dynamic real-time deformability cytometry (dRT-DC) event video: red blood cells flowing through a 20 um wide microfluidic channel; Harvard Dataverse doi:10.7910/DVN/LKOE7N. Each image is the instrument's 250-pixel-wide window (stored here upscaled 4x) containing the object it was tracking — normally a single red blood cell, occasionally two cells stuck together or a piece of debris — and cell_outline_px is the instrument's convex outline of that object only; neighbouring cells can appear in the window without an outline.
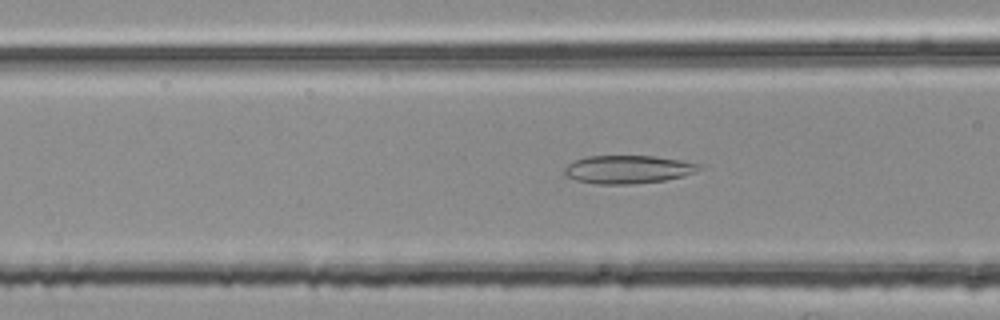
{"species": "common noctule bat (a hibernating species)", "species_latin": "Nyctalus noctula", "temperature_condition": "room temperature", "stored_images_in_passage": 41, "camera_frame_rate_fps": 3000, "um_per_image_px": 0.085, "animal": {"sex": "female", "body_mass_g": 25.1}, "frame": {"image": 1, "passage_image": 8, "time_ms": 2.333, "image_size_px": [1000, 320], "cell_outline_px": [[700, 168], [696, 172], [684, 176], [664, 180], [632, 184], [596, 184], [576, 180], [564, 176], [564, 168], [568, 164], [576, 160], [588, 156], [652, 156], [680, 160], [700, 164]], "centroid_in_image_um": [53.35, 14.4], "position_along_channel_um": 113.2, "area_um2": 22.02}}
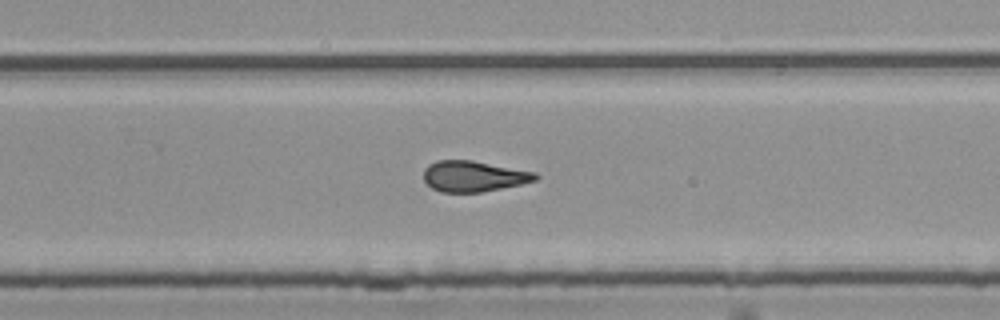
{"frame": {"image": 2, "passage_image": 22, "time_ms": 7.0, "image_size_px": [1000, 320], "cell_outline_px": [[540, 176], [536, 180], [520, 184], [480, 192], [440, 192], [432, 188], [424, 180], [424, 168], [428, 164], [436, 160], [472, 160], [536, 172]], "centroid_in_image_um": [40.24, 14.97], "position_along_channel_um": 289.6, "area_um2": 20.06}}
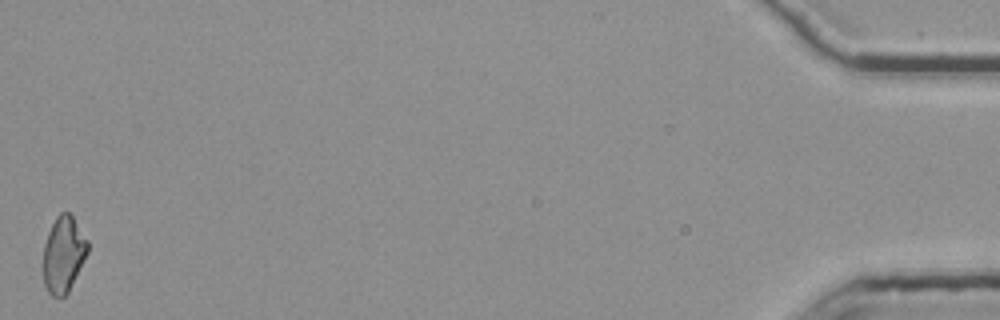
{"frame": {"image": 3, "passage_image": 41, "time_ms": 13.333, "image_size_px": [1000, 320], "cell_outline_px": [[88, 252], [68, 292], [64, 296], [52, 296], [48, 292], [44, 284], [44, 244], [48, 232], [56, 216], [60, 212], [68, 212], [72, 216], [88, 240]], "centroid_in_image_um": [5.39, 21.6], "position_along_channel_um": 429.8, "area_um2": 19.48}, "authors_computed_cell_mechanics": {"area_um2": 20.3456, "velocity_mm_per_s": 3.7765, "shape_relaxation_time_tau1_ms": null, "shape_relaxation_time_tau2_ms": 2.5737, "deformation_change_tau1": null, "deformation_change_tau2": 0.1142}}